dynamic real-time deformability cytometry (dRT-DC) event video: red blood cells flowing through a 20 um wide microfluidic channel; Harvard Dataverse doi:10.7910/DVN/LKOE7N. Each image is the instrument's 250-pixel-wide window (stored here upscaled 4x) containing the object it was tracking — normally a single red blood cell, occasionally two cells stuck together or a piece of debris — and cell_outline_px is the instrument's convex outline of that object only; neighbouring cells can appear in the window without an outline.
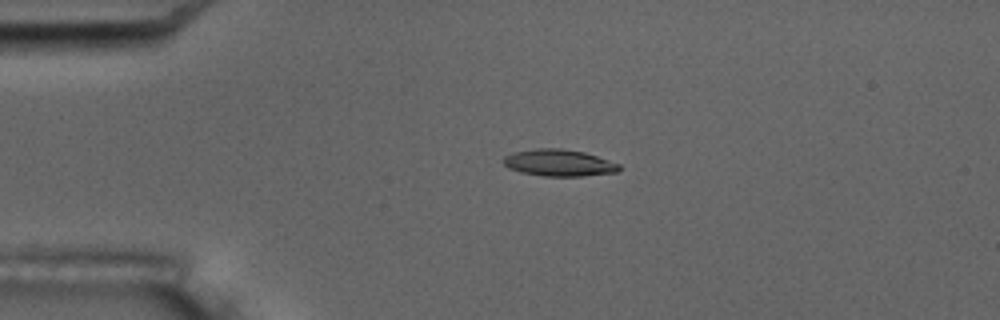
{"species": "common noctule bat (a hibernating species)", "species_latin": "Nyctalus noctula", "temperature_condition": "room temperature", "stored_images_in_passage": 5, "camera_frame_rate_fps": 3000, "um_per_image_px": 0.085, "animal": {"sex": "male", "body_mass_g": 17.5, "forearm_length_mm": 52.3}, "frame": {"image": 1, "passage_image": 4, "time_ms": 4.333, "image_size_px": [1000, 320], "cell_outline_px": [[620, 168], [616, 172], [580, 176], [544, 176], [520, 172], [508, 168], [504, 164], [504, 156], [512, 152], [536, 148], [560, 148], [584, 152], [620, 164]], "centroid_in_image_um": [47.47, 13.83], "position_along_channel_um": 37.5, "area_um2": 17.98}}